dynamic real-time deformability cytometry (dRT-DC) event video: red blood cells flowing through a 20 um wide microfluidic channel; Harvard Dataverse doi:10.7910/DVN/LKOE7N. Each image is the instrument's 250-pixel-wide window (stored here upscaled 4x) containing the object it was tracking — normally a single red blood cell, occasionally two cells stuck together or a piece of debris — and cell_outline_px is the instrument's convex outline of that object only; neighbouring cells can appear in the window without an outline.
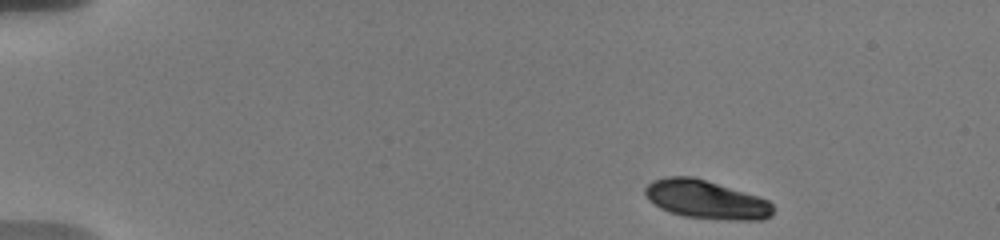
{"species": "human", "species_latin": "Homo sapiens", "temperature_condition": "warm", "stored_images_in_passage": 42, "camera_frame_rate_fps": 3000, "um_per_image_px": 0.085, "donor": {"sex": "male"}, "frame": {"image": 1, "passage_image": 1, "time_ms": 0.0, "image_size_px": [1000, 240], "cell_outline_px": [[776, 208], [764, 220], [732, 220], [684, 216], [660, 208], [648, 200], [644, 192], [644, 188], [652, 180], [668, 176], [692, 176], [756, 196], [768, 200]], "centroid_in_image_um": [59.99, 16.96], "position_along_channel_um": 25.0, "area_um2": 28.44}}
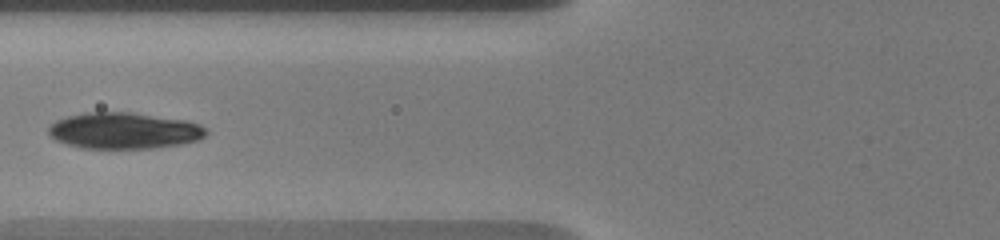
{"frame": {"image": 2, "passage_image": 19, "time_ms": 5.333, "image_size_px": [1000, 240], "cell_outline_px": [[208, 132], [200, 140], [184, 144], [156, 148], [80, 148], [56, 140], [48, 132], [48, 128], [56, 120], [68, 116], [84, 112], [132, 112], [188, 120], [200, 124]], "centroid_in_image_um": [10.59, 11.1], "position_along_channel_um": 115.2, "area_um2": 33.58}}
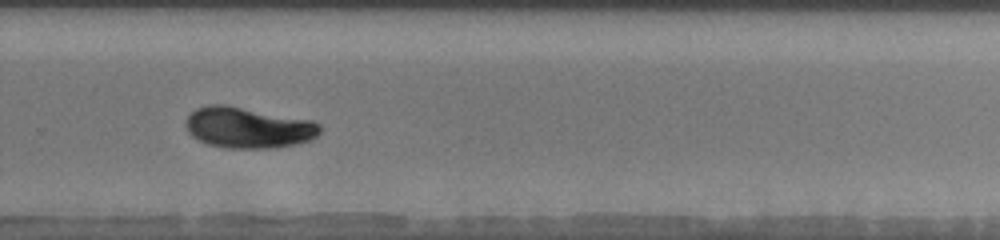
{"frame": {"image": 3, "passage_image": 30, "time_ms": 10.667, "image_size_px": [1000, 240], "cell_outline_px": [[320, 132], [316, 136], [308, 140], [296, 144], [276, 148], [224, 148], [208, 144], [192, 136], [188, 132], [184, 124], [188, 116], [196, 108], [208, 104], [224, 104], [312, 120], [320, 124]], "centroid_in_image_um": [21.07, 10.84], "position_along_channel_um": 308.7, "area_um2": 32.08}, "authors_computed_cell_mechanics": {"area_um2": 30.8074, "velocity_mm_per_s": 3.6335, "shape_relaxation_time_tau1_ms": 3.6705, "shape_relaxation_time_tau2_ms": null, "deformation_change_tau1": 0.1101, "deformation_change_tau2": null}}